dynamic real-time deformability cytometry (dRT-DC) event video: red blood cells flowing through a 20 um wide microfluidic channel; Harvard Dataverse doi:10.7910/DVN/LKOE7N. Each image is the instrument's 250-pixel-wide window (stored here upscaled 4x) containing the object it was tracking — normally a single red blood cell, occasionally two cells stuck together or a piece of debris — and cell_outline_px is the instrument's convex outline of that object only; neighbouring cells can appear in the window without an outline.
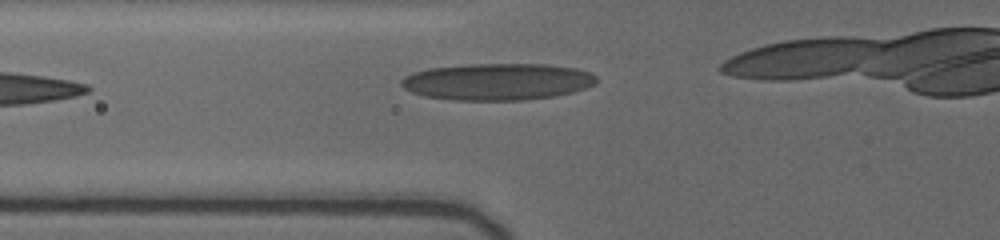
{"species": "human", "species_latin": "Homo sapiens", "temperature_condition": "cold", "stored_images_in_passage": 4, "camera_frame_rate_fps": 3000, "um_per_image_px": 0.085, "donor": {"sex": "female"}, "frame": {"image": 1, "passage_image": 2, "time_ms": 0.667, "image_size_px": [1000, 240], "cell_outline_px": [[596, 80], [592, 84], [584, 88], [572, 92], [552, 96], [524, 100], [456, 100], [424, 96], [412, 92], [404, 88], [400, 84], [400, 80], [404, 76], [412, 72], [428, 68], [464, 64], [544, 64], [576, 68], [588, 72], [596, 76]], "centroid_in_image_um": [42.21, 6.93], "position_along_channel_um": 83.6, "area_um2": 41.79}}